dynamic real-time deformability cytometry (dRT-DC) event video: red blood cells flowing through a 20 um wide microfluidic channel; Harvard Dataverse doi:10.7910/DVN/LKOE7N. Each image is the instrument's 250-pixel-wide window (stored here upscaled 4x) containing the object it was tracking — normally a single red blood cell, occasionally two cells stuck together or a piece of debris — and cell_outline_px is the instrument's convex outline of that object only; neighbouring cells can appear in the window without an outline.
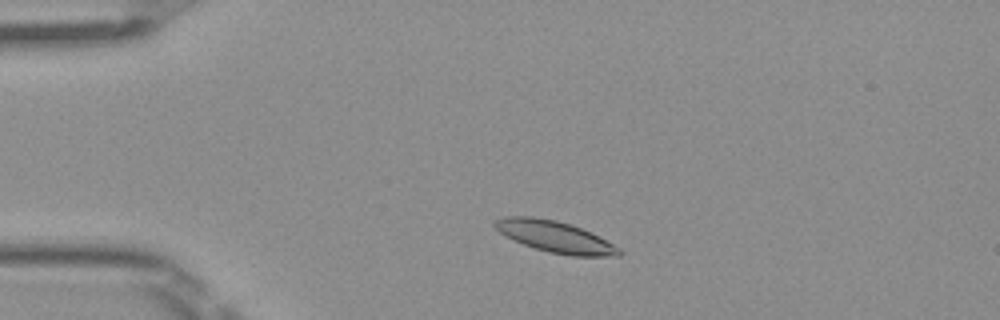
{"species": "Egyptian fruit bat (a non-hibernating species)", "species_latin": "Rousettus aegyptiacus", "temperature_condition": "room temperature", "stored_images_in_passage": 46, "camera_frame_rate_fps": 3000, "um_per_image_px": 0.085, "frame": {"image": 1, "passage_image": 7, "time_ms": 2.0, "image_size_px": [1000, 320], "cell_outline_px": [[624, 252], [620, 256], [572, 256], [548, 252], [524, 244], [500, 232], [492, 224], [496, 220], [504, 216], [532, 216], [556, 220], [580, 228], [620, 248]], "centroid_in_image_um": [47.18, 20.12], "position_along_channel_um": 37.8, "area_um2": 22.25}}
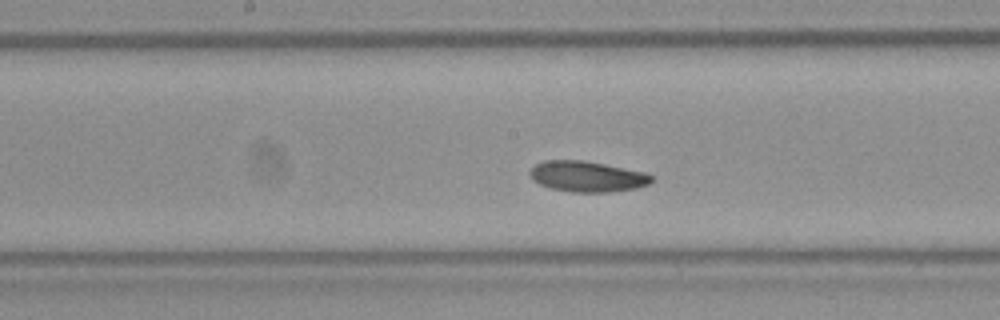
{"frame": {"image": 2, "passage_image": 22, "time_ms": 7.0, "image_size_px": [1000, 320], "cell_outline_px": [[652, 180], [648, 184], [636, 188], [608, 192], [572, 192], [552, 188], [540, 184], [532, 180], [528, 176], [528, 172], [536, 164], [544, 160], [584, 160], [644, 172], [652, 176]], "centroid_in_image_um": [49.86, 14.99], "position_along_channel_um": 198.3, "area_um2": 21.68}}
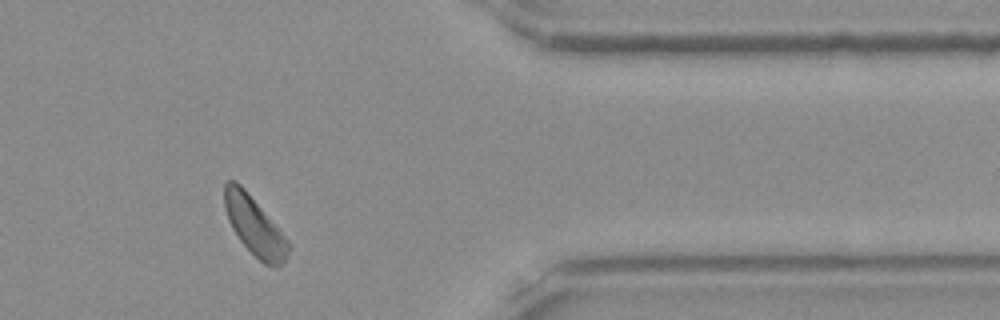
{"frame": {"image": 3, "passage_image": 38, "time_ms": 12.333, "image_size_px": [1000, 320], "cell_outline_px": [[292, 248], [288, 256], [280, 264], [264, 264], [240, 240], [232, 228], [228, 220], [224, 208], [224, 184], [228, 180], [236, 180], [244, 188], [288, 240]], "centroid_in_image_um": [21.61, 19.17], "position_along_channel_um": 389.8, "area_um2": 21.33}, "authors_computed_cell_mechanics": {"area_um2": 21.7906, "velocity_mm_per_s": 3.9619, "shape_relaxation_time_tau1_ms": 3.1659, "shape_relaxation_time_tau2_ms": 5.7798, "deformation_change_tau1": 0.0873, "deformation_change_tau2": 0.1165}}